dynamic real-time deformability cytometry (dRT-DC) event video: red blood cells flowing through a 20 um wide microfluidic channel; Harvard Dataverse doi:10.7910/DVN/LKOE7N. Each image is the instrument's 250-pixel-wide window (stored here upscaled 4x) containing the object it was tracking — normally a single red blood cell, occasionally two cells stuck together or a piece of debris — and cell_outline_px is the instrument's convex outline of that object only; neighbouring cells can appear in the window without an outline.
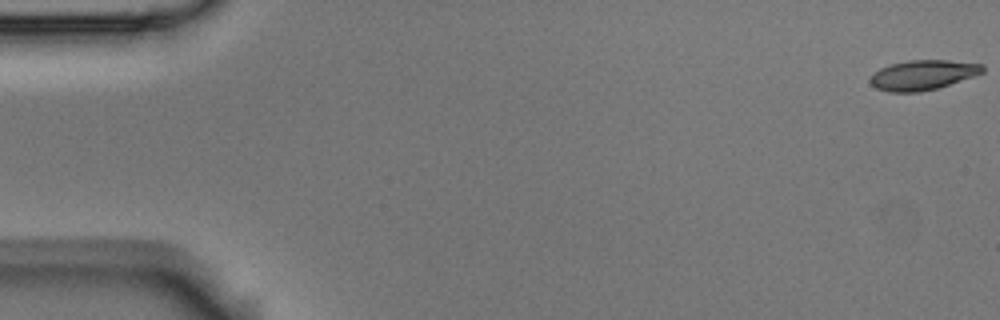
{"species": "Egyptian fruit bat (a non-hibernating species)", "species_latin": "Rousettus aegyptiacus", "temperature_condition": "room temperature", "stored_images_in_passage": 3, "camera_frame_rate_fps": 3000, "um_per_image_px": 0.085, "animal": {"sex": "male"}, "frame": {"image": 1, "passage_image": 1, "time_ms": 0.0, "image_size_px": [1000, 320], "cell_outline_px": [[984, 72], [936, 88], [920, 92], [888, 92], [876, 88], [868, 80], [880, 68], [888, 64], [908, 60], [948, 60], [984, 64]], "centroid_in_image_um": [78.41, 6.36], "position_along_channel_um": 6.6, "area_um2": 19.42}}